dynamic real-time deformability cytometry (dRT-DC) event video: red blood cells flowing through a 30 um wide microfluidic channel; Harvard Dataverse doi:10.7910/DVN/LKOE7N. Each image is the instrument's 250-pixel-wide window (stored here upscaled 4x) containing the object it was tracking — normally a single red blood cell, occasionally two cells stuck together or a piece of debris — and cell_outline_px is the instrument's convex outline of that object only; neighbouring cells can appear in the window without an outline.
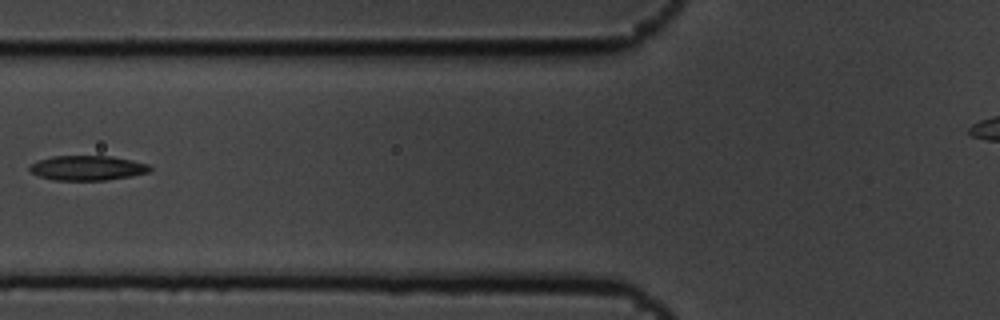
{"species": "common noctule bat (a hibernating species)", "species_latin": "Nyctalus noctula", "temperature_condition": "cold", "stored_images_in_passage": 7, "camera_frame_rate_fps": 3000, "um_per_image_px": 0.085, "animal": {"sex": "male", "body_mass_g": 19.5, "forearm_length_mm": 54.6}, "frame": {"image": 1, "passage_image": 3, "time_ms": 0.667, "image_size_px": [1000, 320], "cell_outline_px": [[152, 168], [148, 172], [132, 176], [104, 180], [56, 180], [40, 176], [32, 172], [28, 168], [36, 160], [52, 156], [112, 156], [132, 160], [148, 164]], "centroid_in_image_um": [7.43, 14.27], "position_along_channel_um": 118.4, "area_um2": 17.28}}
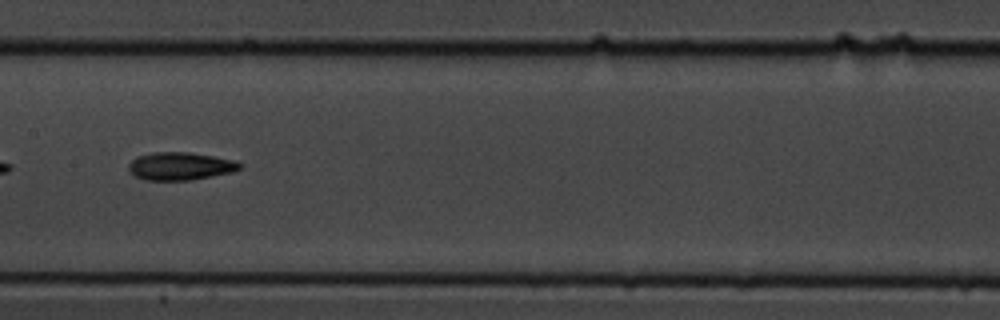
{"frame": {"image": 2, "passage_image": 5, "time_ms": 1.333, "image_size_px": [1000, 320], "cell_outline_px": [[244, 164], [240, 168], [232, 172], [192, 180], [144, 180], [136, 176], [128, 168], [128, 164], [136, 156], [152, 152], [188, 152], [236, 160]], "centroid_in_image_um": [15.33, 14.12], "position_along_channel_um": 192.1, "area_um2": 18.09}}
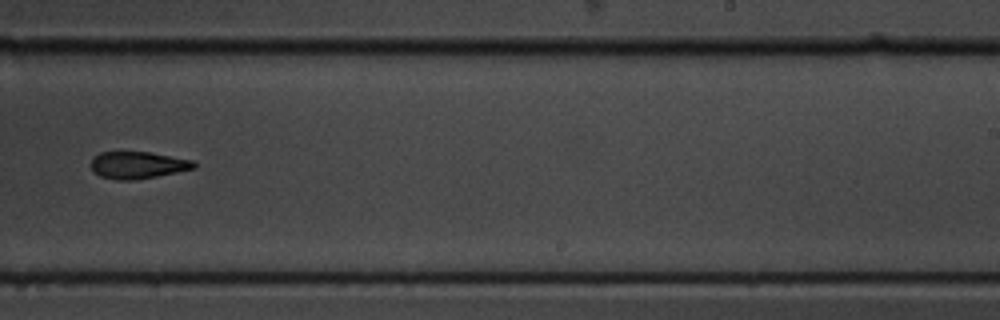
{"frame": {"image": 3, "passage_image": 7, "time_ms": 2.0, "image_size_px": [1000, 320], "cell_outline_px": [[196, 168], [156, 176], [132, 180], [116, 180], [100, 176], [92, 172], [92, 156], [100, 152], [148, 152], [192, 160], [196, 164]], "centroid_in_image_um": [11.67, 14.03], "position_along_channel_um": 277.3, "area_um2": 16.13}}